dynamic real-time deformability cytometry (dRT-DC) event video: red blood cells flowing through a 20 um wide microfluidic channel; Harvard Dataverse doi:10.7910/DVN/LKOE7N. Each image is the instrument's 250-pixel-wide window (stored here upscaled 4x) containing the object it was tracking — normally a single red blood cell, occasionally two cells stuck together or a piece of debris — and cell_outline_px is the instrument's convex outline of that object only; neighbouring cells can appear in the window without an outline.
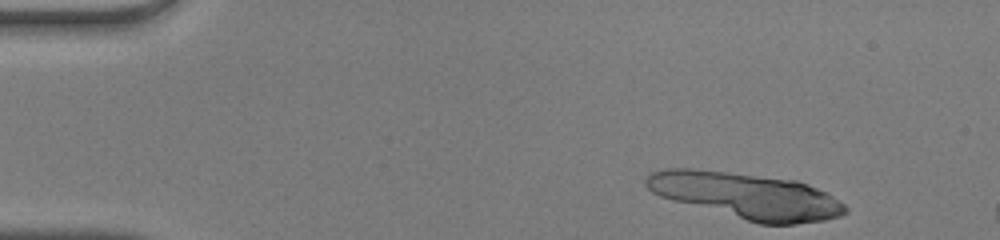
{"species": "human", "species_latin": "Homo sapiens", "temperature_condition": "warm", "stored_images_in_passage": 10, "camera_frame_rate_fps": 3000, "um_per_image_px": 0.085, "donor": {"sex": "male"}, "frame": {"image": 1, "passage_image": 1, "time_ms": 0.0, "image_size_px": [1000, 240], "cell_outline_px": [[848, 212], [840, 216], [824, 220], [796, 224], [760, 224], [672, 200], [660, 196], [652, 192], [644, 184], [644, 180], [652, 172], [664, 168], [696, 168], [796, 180], [808, 184], [832, 196], [844, 204], [848, 208]], "centroid_in_image_um": [63.42, 16.63], "position_along_channel_um": 21.6, "area_um2": 53.29}}